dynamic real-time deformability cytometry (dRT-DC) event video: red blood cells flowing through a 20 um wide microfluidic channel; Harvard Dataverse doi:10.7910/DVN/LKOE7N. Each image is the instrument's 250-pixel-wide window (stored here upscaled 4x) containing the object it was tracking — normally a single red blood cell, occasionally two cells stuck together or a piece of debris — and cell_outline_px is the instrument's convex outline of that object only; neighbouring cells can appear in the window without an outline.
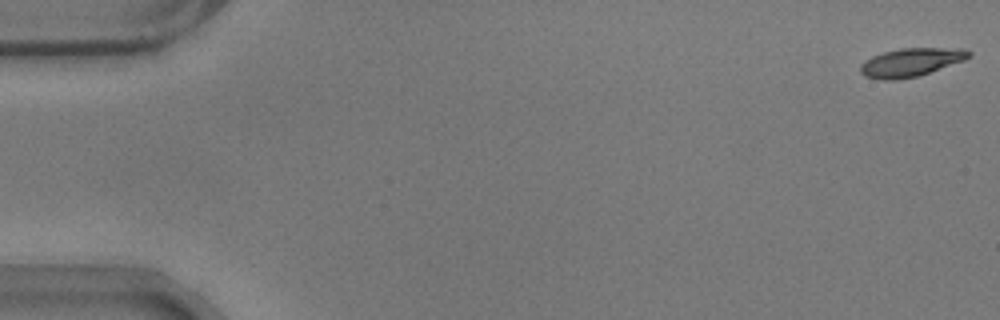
{"species": "common noctule bat (a hibernating species)", "species_latin": "Nyctalus noctula", "temperature_condition": "warm", "stored_images_in_passage": 14, "camera_frame_rate_fps": 3000, "um_per_image_px": 0.085, "animal": {"sex": "male", "body_mass_g": 17.9}, "frame": {"image": 1, "passage_image": 1, "time_ms": 0.0, "image_size_px": [1000, 320], "cell_outline_px": [[972, 56], [964, 60], [916, 76], [896, 80], [884, 80], [864, 76], [860, 72], [860, 64], [864, 60], [872, 56], [884, 52], [900, 48], [964, 48], [972, 52]], "centroid_in_image_um": [77.41, 5.28], "position_along_channel_um": 7.6, "area_um2": 17.86}}